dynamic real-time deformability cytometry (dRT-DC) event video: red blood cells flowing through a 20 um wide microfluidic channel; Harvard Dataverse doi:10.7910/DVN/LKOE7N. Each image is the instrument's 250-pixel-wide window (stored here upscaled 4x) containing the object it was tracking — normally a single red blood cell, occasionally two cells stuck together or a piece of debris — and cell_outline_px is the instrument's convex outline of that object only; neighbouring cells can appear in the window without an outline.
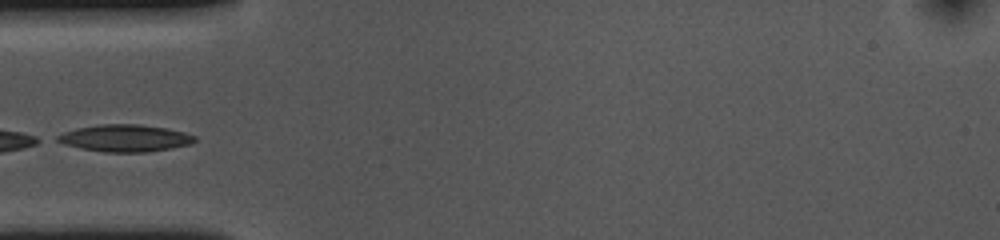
{"species": "common noctule bat (a hibernating species)", "species_latin": "Nyctalus noctula", "temperature_condition": "cold", "stored_images_in_passage": 4, "camera_frame_rate_fps": 3000, "um_per_image_px": 0.085, "animal": {"sex": "female", "body_mass_g": 10.0, "forearm_length_mm": 53.1}, "frame": {"image": 1, "passage_image": 1, "time_ms": 0.0, "image_size_px": [1000, 240], "cell_outline_px": [[196, 140], [192, 144], [148, 152], [104, 152], [80, 148], [64, 144], [56, 140], [56, 136], [64, 132], [76, 128], [100, 124], [140, 124], [168, 128], [184, 132], [196, 136]], "centroid_in_image_um": [10.64, 11.74], "position_along_channel_um": 74.4, "area_um2": 21.73}}